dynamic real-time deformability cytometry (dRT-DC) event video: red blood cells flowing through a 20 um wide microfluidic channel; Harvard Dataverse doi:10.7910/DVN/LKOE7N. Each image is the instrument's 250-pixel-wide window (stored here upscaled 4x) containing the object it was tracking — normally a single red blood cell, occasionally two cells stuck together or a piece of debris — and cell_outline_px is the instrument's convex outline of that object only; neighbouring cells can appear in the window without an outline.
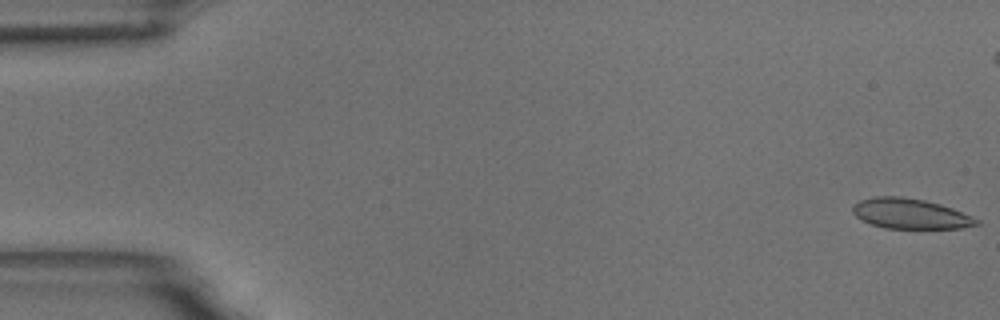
{"species": "common noctule bat (a hibernating species)", "species_latin": "Nyctalus noctula", "temperature_condition": "room temperature", "stored_images_in_passage": 17, "camera_frame_rate_fps": 3000, "um_per_image_px": 0.085, "animal": {"sex": "male", "body_mass_g": 18.8}, "frame": {"image": 1, "passage_image": 1, "time_ms": 0.0, "image_size_px": [1000, 320], "cell_outline_px": [[980, 224], [960, 228], [884, 228], [860, 220], [852, 212], [852, 208], [860, 200], [872, 196], [900, 196], [924, 200], [940, 204], [952, 208], [972, 216], [980, 220]], "centroid_in_image_um": [77.36, 18.16], "position_along_channel_um": 7.6, "area_um2": 21.79}}